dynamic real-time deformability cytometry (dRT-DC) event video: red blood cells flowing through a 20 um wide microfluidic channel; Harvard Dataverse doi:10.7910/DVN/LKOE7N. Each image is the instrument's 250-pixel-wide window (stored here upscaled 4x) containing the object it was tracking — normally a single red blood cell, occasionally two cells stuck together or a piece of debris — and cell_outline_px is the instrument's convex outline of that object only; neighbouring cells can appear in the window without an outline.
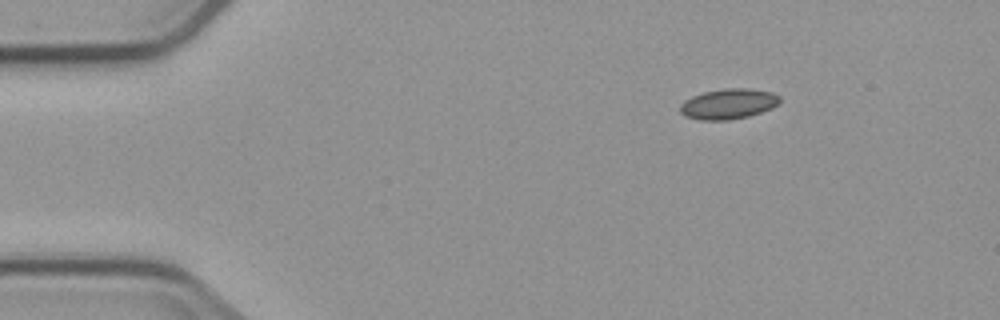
{"species": "common noctule bat (a hibernating species)", "species_latin": "Nyctalus noctula", "temperature_condition": "cold", "stored_images_in_passage": 4, "camera_frame_rate_fps": 3000, "um_per_image_px": 0.085, "animal": {"sex": "male", "body_mass_g": 23.1, "forearm_length_mm": 52.7}, "frame": {"image": 1, "passage_image": 1, "time_ms": 0.0, "image_size_px": [1000, 320], "cell_outline_px": [[780, 100], [772, 108], [748, 116], [728, 120], [700, 120], [684, 116], [680, 112], [680, 104], [684, 100], [692, 96], [704, 92], [724, 88], [752, 88], [772, 92], [780, 96]], "centroid_in_image_um": [61.89, 8.82], "position_along_channel_um": 23.1, "area_um2": 17.69}}
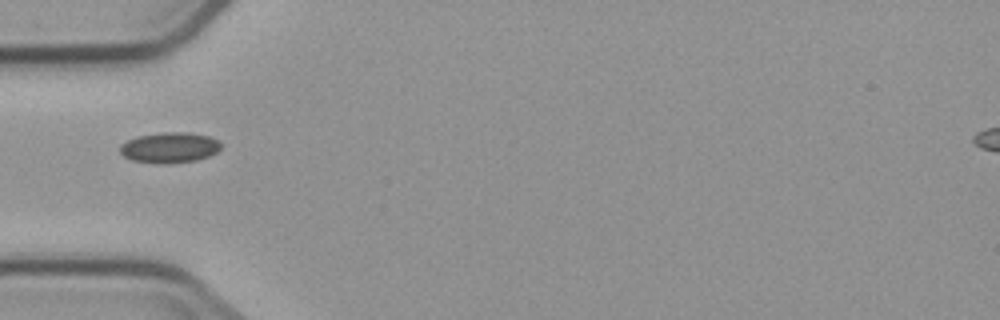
{"frame": {"image": 2, "passage_image": 4, "time_ms": 3.333, "image_size_px": [1000, 320], "cell_outline_px": [[220, 148], [216, 152], [208, 156], [196, 160], [164, 164], [132, 160], [124, 156], [120, 152], [120, 144], [136, 136], [164, 132], [188, 132], [208, 136], [220, 140]], "centroid_in_image_um": [14.41, 12.53], "position_along_channel_um": 70.6, "area_um2": 17.92}}